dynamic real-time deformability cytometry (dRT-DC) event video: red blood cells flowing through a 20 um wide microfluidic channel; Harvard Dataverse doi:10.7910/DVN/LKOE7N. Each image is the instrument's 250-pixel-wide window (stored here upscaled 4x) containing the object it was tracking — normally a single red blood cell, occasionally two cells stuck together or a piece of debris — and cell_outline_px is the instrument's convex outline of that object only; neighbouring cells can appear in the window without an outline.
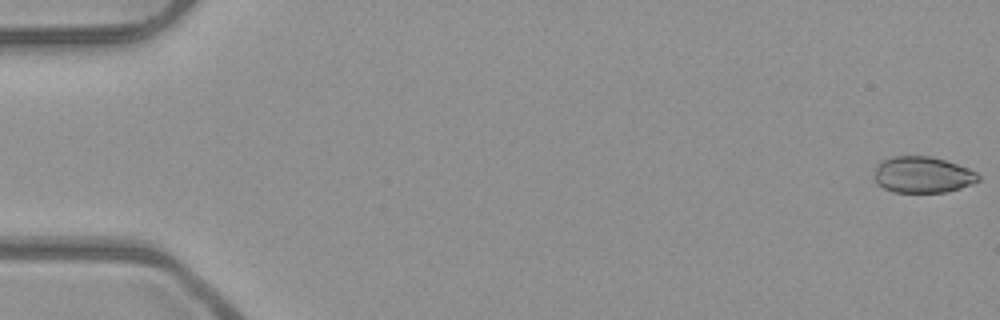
{"species": "common noctule bat (a hibernating species)", "species_latin": "Nyctalus noctula", "temperature_condition": "room temperature", "stored_images_in_passage": 11, "camera_frame_rate_fps": 3000, "um_per_image_px": 0.085, "animal": {"sex": "male", "body_mass_g": 23.1, "forearm_length_mm": 52.7}, "frame": {"image": 1, "passage_image": 1, "time_ms": 0.0, "image_size_px": [1000, 320], "cell_outline_px": [[980, 180], [972, 184], [960, 188], [944, 192], [892, 192], [876, 184], [872, 176], [876, 164], [880, 160], [892, 156], [932, 156], [968, 168], [976, 172], [980, 176]], "centroid_in_image_um": [78.36, 14.85], "position_along_channel_um": 6.6, "area_um2": 22.31}}